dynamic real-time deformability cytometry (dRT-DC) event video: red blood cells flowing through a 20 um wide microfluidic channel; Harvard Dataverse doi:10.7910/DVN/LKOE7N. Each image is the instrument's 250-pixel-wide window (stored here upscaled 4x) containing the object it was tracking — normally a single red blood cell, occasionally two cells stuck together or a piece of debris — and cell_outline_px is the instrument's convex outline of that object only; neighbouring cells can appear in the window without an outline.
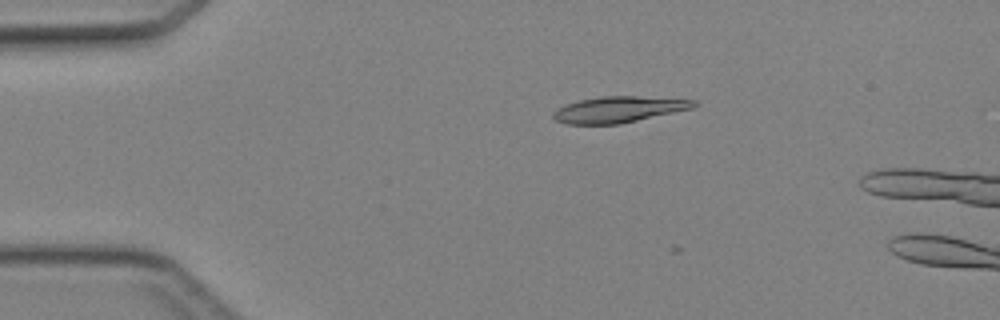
{"species": "Egyptian fruit bat (a non-hibernating species)", "species_latin": "Rousettus aegyptiacus", "temperature_condition": "cold", "stored_images_in_passage": 4, "camera_frame_rate_fps": 3000, "um_per_image_px": 0.085, "animal": {"sex": "female"}, "frame": {"image": 1, "passage_image": 1, "time_ms": 0.0, "image_size_px": [1000, 320], "cell_outline_px": [[700, 104], [692, 108], [620, 124], [568, 124], [556, 120], [552, 116], [552, 112], [556, 108], [564, 104], [580, 100], [600, 96], [636, 96], [696, 100]], "centroid_in_image_um": [52.56, 9.3], "position_along_channel_um": 32.4, "area_um2": 21.39}}